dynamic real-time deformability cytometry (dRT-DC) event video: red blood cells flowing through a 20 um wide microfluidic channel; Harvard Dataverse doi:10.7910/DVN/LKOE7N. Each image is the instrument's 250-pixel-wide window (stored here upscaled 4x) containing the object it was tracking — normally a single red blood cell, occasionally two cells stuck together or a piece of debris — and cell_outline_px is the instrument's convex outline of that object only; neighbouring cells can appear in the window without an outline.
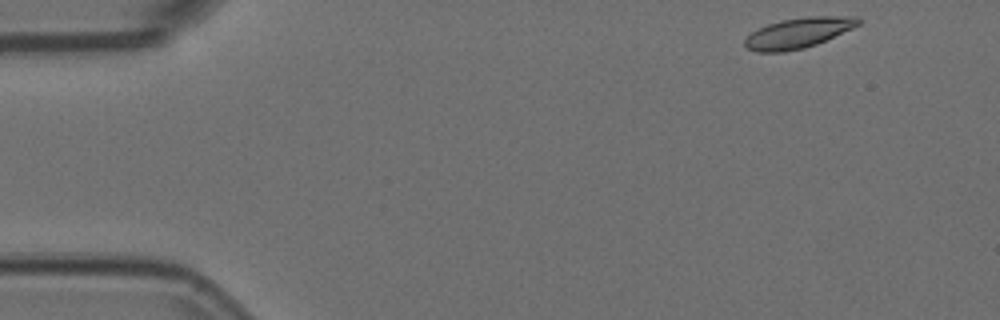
{"species": "Egyptian fruit bat (a non-hibernating species)", "species_latin": "Rousettus aegyptiacus", "temperature_condition": "room temperature", "stored_images_in_passage": 13, "camera_frame_rate_fps": 3000, "um_per_image_px": 0.085, "animal": {"sex": "female"}, "frame": {"image": 1, "passage_image": 1, "time_ms": 0.0, "image_size_px": [1000, 320], "cell_outline_px": [[860, 24], [852, 28], [816, 44], [804, 48], [784, 52], [756, 52], [748, 48], [744, 44], [744, 40], [752, 32], [768, 24], [780, 20], [808, 16], [860, 16]], "centroid_in_image_um": [67.86, 2.79], "position_along_channel_um": 17.1, "area_um2": 19.94}}
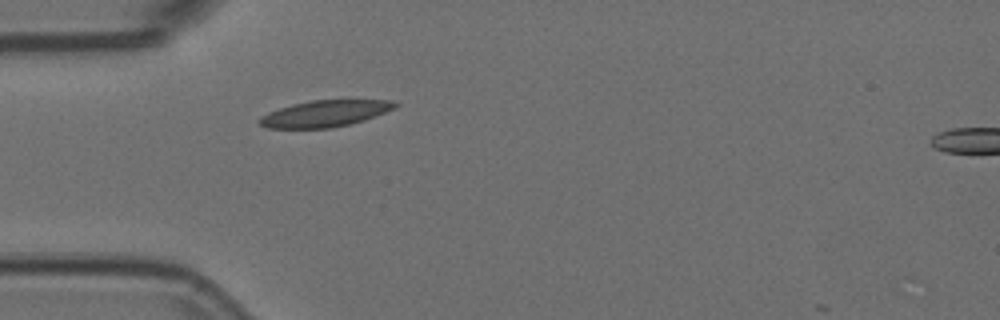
{"frame": {"image": 2, "passage_image": 12, "time_ms": 3.667, "image_size_px": [1000, 320], "cell_outline_px": [[400, 104], [396, 108], [364, 120], [332, 128], [268, 128], [260, 124], [256, 120], [260, 116], [268, 112], [292, 104], [312, 100], [392, 100]], "centroid_in_image_um": [27.61, 9.65], "position_along_channel_um": 57.4, "area_um2": 20.92}}